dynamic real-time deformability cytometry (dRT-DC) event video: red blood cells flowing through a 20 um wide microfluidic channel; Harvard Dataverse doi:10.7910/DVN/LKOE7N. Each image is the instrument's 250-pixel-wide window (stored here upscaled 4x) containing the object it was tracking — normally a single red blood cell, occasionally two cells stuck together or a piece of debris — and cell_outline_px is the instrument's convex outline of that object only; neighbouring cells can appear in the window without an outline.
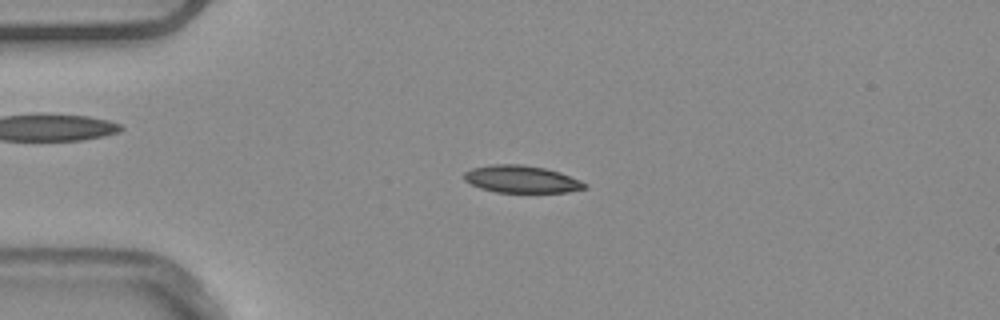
{"species": "common noctule bat (a hibernating species)", "species_latin": "Nyctalus noctula", "temperature_condition": "warm", "stored_images_in_passage": 51, "camera_frame_rate_fps": 3000, "um_per_image_px": 0.085, "animal": {"sex": "male", "body_mass_g": 20.4}, "frame": {"image": 1, "passage_image": 12, "time_ms": 3.667, "image_size_px": [1000, 320], "cell_outline_px": [[588, 188], [568, 192], [496, 192], [480, 188], [464, 180], [464, 172], [472, 168], [492, 164], [520, 164], [544, 168], [560, 172], [580, 180], [588, 184]], "centroid_in_image_um": [44.35, 15.23], "position_along_channel_um": 40.7, "area_um2": 19.19}}
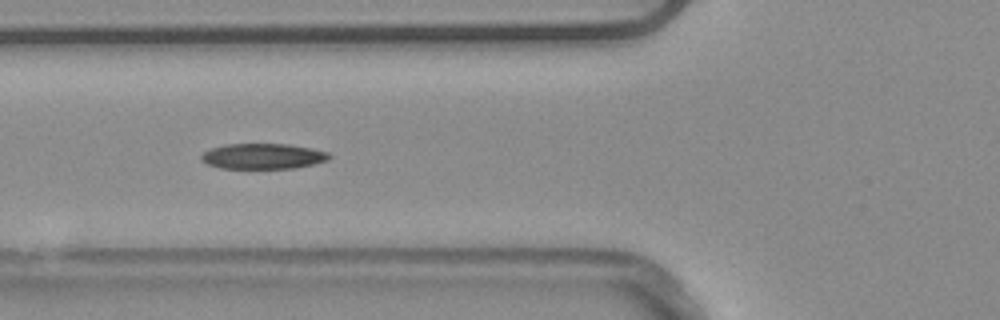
{"frame": {"image": 2, "passage_image": 19, "time_ms": 6.0, "image_size_px": [1000, 320], "cell_outline_px": [[332, 156], [328, 160], [296, 168], [220, 168], [208, 164], [200, 160], [200, 156], [204, 152], [212, 148], [224, 144], [288, 144], [312, 148], [328, 152]], "centroid_in_image_um": [22.35, 13.27], "position_along_channel_um": 103.4, "area_um2": 19.02}}
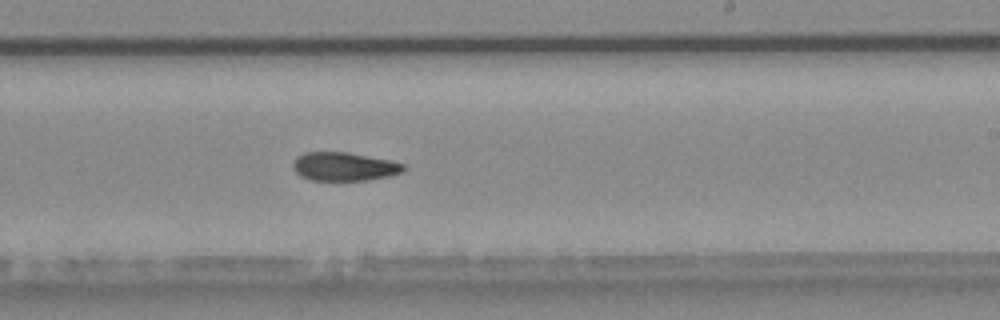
{"frame": {"image": 3, "passage_image": 31, "time_ms": 10.0, "image_size_px": [1000, 320], "cell_outline_px": [[408, 168], [404, 172], [388, 176], [368, 180], [312, 180], [300, 176], [292, 168], [292, 164], [296, 156], [304, 152], [348, 152], [392, 160], [404, 164]], "centroid_in_image_um": [29.27, 14.15], "position_along_channel_um": 259.7, "area_um2": 18.67}, "authors_computed_cell_mechanics": {"area_um2": 19.074, "velocity_mm_per_s": 3.8964, "shape_relaxation_time_tau1_ms": null, "shape_relaxation_time_tau2_ms": 6.3666, "deformation_change_tau1": null, "deformation_change_tau2": 0.1217}}